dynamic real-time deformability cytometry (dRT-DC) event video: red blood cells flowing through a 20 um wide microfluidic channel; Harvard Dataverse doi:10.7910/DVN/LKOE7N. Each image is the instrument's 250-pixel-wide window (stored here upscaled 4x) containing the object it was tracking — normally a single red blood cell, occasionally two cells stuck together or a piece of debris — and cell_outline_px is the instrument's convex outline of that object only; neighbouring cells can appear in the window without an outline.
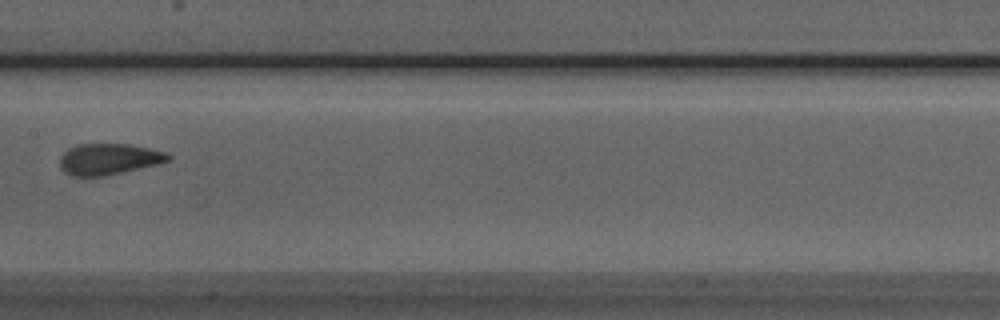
{"species": "Egyptian fruit bat (a non-hibernating species)", "species_latin": "Rousettus aegyptiacus", "temperature_condition": "room temperature", "stored_images_in_passage": 6, "camera_frame_rate_fps": 3000, "um_per_image_px": 0.085, "animal": {"sex": "male"}, "frame": {"image": 1, "passage_image": 6, "time_ms": 5.667, "image_size_px": [1000, 320], "cell_outline_px": [[172, 160], [156, 164], [104, 176], [72, 176], [64, 172], [60, 168], [60, 156], [68, 148], [80, 144], [128, 144], [148, 148], [164, 152], [172, 156]], "centroid_in_image_um": [9.22, 13.52], "position_along_channel_um": 198.2, "area_um2": 19.54}}